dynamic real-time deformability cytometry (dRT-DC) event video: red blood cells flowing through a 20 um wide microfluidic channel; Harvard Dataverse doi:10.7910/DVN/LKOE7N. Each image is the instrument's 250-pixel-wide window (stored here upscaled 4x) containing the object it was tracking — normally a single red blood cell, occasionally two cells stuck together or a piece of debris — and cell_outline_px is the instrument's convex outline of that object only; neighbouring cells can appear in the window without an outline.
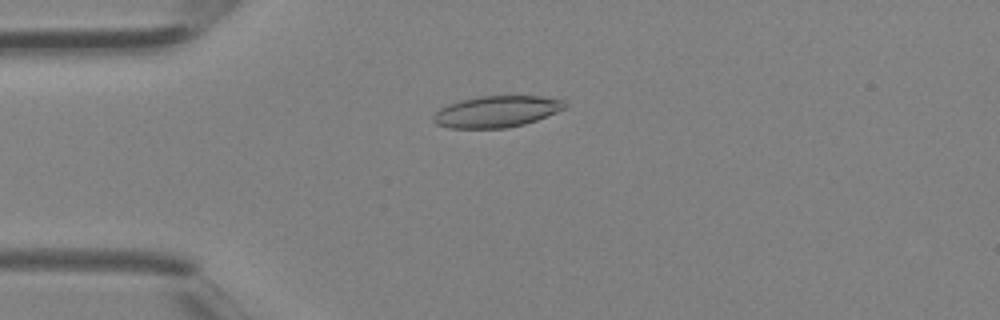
{"species": "Egyptian fruit bat (a non-hibernating species)", "species_latin": "Rousettus aegyptiacus", "temperature_condition": "room temperature", "stored_images_in_passage": 4, "camera_frame_rate_fps": 3000, "um_per_image_px": 0.085, "animal": {"sex": "female"}, "frame": {"image": 1, "passage_image": 3, "time_ms": 0.667, "image_size_px": [1000, 320], "cell_outline_px": [[568, 104], [564, 108], [556, 112], [536, 120], [524, 124], [504, 128], [448, 128], [436, 124], [432, 120], [432, 116], [440, 108], [448, 104], [460, 100], [480, 96], [540, 96], [564, 100]], "centroid_in_image_um": [42.18, 9.48], "position_along_channel_um": 42.8, "area_um2": 24.04}}